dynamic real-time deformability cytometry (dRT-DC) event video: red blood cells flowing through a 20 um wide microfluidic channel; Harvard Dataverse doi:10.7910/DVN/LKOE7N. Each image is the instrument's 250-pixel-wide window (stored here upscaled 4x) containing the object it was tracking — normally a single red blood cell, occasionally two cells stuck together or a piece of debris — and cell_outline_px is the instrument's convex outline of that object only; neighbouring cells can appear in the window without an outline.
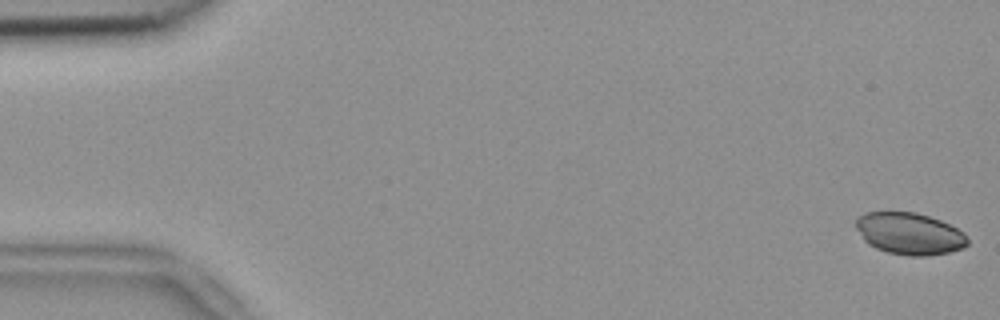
{"species": "common noctule bat (a hibernating species)", "species_latin": "Nyctalus noctula", "temperature_condition": "room temperature", "stored_images_in_passage": 11, "camera_frame_rate_fps": 3000, "um_per_image_px": 0.085, "animal": {"sex": "female", "body_mass_g": 18.4}, "frame": {"image": 1, "passage_image": 1, "time_ms": 0.0, "image_size_px": [1000, 320], "cell_outline_px": [[968, 244], [964, 248], [948, 252], [928, 256], [908, 256], [888, 252], [876, 248], [868, 244], [864, 240], [856, 228], [856, 220], [860, 216], [868, 212], [916, 212], [940, 220], [964, 232], [968, 240]], "centroid_in_image_um": [77.32, 19.87], "position_along_channel_um": 7.7, "area_um2": 27.17}}